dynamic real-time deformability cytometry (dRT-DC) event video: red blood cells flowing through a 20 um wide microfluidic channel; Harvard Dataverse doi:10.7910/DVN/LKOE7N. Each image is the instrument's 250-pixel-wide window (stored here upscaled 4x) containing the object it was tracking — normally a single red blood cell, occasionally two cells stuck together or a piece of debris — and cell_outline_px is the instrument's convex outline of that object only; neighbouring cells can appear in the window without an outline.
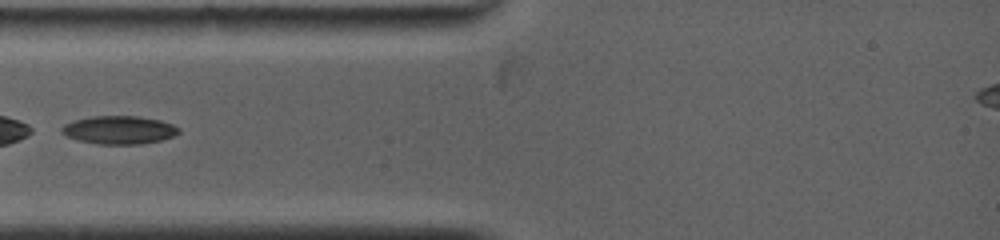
{"species": "common noctule bat (a hibernating species)", "species_latin": "Nyctalus noctula", "temperature_condition": "warm", "stored_images_in_passage": 11, "camera_frame_rate_fps": 5000, "um_per_image_px": 0.085, "animal": {"sex": "female", "body_mass_g": 19.0, "forearm_length_mm": 53.3}, "frame": {"image": 1, "passage_image": 2, "time_ms": 0.4, "image_size_px": [1000, 240], "cell_outline_px": [[180, 132], [172, 136], [160, 140], [140, 144], [96, 144], [80, 140], [68, 136], [60, 132], [60, 128], [64, 124], [72, 120], [92, 116], [140, 116], [160, 120], [172, 124], [180, 128]], "centroid_in_image_um": [10.11, 11.03], "position_along_channel_um": 74.9, "area_um2": 19.25}}
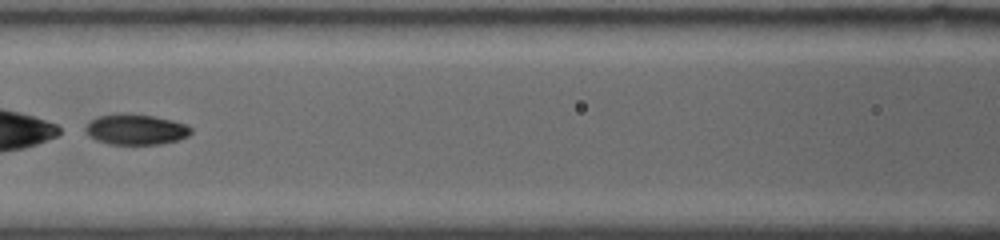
{"frame": {"image": 2, "passage_image": 7, "time_ms": 2.4, "image_size_px": [1000, 240], "cell_outline_px": [[192, 132], [188, 136], [180, 140], [160, 144], [108, 144], [96, 140], [88, 136], [84, 132], [84, 128], [88, 120], [96, 116], [120, 112], [152, 116], [172, 120], [188, 124], [192, 128]], "centroid_in_image_um": [11.5, 10.99], "position_along_channel_um": 155.1, "area_um2": 19.31}}